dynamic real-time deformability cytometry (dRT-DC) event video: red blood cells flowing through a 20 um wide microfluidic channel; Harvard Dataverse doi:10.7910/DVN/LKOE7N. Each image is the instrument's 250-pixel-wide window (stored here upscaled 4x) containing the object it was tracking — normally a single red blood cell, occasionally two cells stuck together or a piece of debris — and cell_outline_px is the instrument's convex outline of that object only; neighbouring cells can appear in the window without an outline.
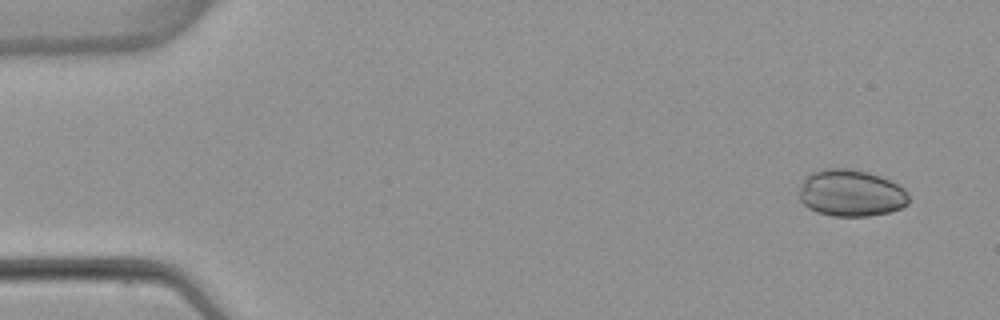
{"species": "common noctule bat (a hibernating species)", "species_latin": "Nyctalus noctula", "temperature_condition": "warm", "stored_images_in_passage": 4, "camera_frame_rate_fps": 3000, "um_per_image_px": 0.085, "animal": {"sex": "female", "body_mass_g": 22.7, "forearm_length_mm": 54.2}, "frame": {"image": 1, "passage_image": 1, "time_ms": 0.0, "image_size_px": [1000, 320], "cell_outline_px": [[908, 204], [900, 208], [888, 212], [868, 216], [832, 216], [816, 212], [808, 208], [800, 200], [800, 184], [804, 176], [808, 172], [824, 168], [852, 168], [868, 172], [880, 176], [904, 188], [908, 192]], "centroid_in_image_um": [72.29, 16.39], "position_along_channel_um": 12.7, "area_um2": 30.23}}